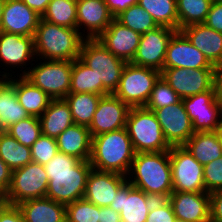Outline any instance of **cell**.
I'll return each mask as SVG.
<instances>
[{
  "label": "cell",
  "mask_w": 222,
  "mask_h": 222,
  "mask_svg": "<svg viewBox=\"0 0 222 222\" xmlns=\"http://www.w3.org/2000/svg\"><path fill=\"white\" fill-rule=\"evenodd\" d=\"M99 222H121L120 213L110 206L99 207Z\"/></svg>",
  "instance_id": "49"
},
{
  "label": "cell",
  "mask_w": 222,
  "mask_h": 222,
  "mask_svg": "<svg viewBox=\"0 0 222 222\" xmlns=\"http://www.w3.org/2000/svg\"><path fill=\"white\" fill-rule=\"evenodd\" d=\"M126 129L135 153L162 152L171 149L155 114L145 106L130 108Z\"/></svg>",
  "instance_id": "6"
},
{
  "label": "cell",
  "mask_w": 222,
  "mask_h": 222,
  "mask_svg": "<svg viewBox=\"0 0 222 222\" xmlns=\"http://www.w3.org/2000/svg\"><path fill=\"white\" fill-rule=\"evenodd\" d=\"M161 72L127 62L113 95L130 107L145 106Z\"/></svg>",
  "instance_id": "7"
},
{
  "label": "cell",
  "mask_w": 222,
  "mask_h": 222,
  "mask_svg": "<svg viewBox=\"0 0 222 222\" xmlns=\"http://www.w3.org/2000/svg\"><path fill=\"white\" fill-rule=\"evenodd\" d=\"M215 67L222 62V33L204 23L186 26L180 30Z\"/></svg>",
  "instance_id": "24"
},
{
  "label": "cell",
  "mask_w": 222,
  "mask_h": 222,
  "mask_svg": "<svg viewBox=\"0 0 222 222\" xmlns=\"http://www.w3.org/2000/svg\"><path fill=\"white\" fill-rule=\"evenodd\" d=\"M137 3L138 0H105V4L108 6L109 11L114 18H116L130 6Z\"/></svg>",
  "instance_id": "47"
},
{
  "label": "cell",
  "mask_w": 222,
  "mask_h": 222,
  "mask_svg": "<svg viewBox=\"0 0 222 222\" xmlns=\"http://www.w3.org/2000/svg\"><path fill=\"white\" fill-rule=\"evenodd\" d=\"M102 95L69 93L64 99L70 107L74 124L89 127Z\"/></svg>",
  "instance_id": "31"
},
{
  "label": "cell",
  "mask_w": 222,
  "mask_h": 222,
  "mask_svg": "<svg viewBox=\"0 0 222 222\" xmlns=\"http://www.w3.org/2000/svg\"><path fill=\"white\" fill-rule=\"evenodd\" d=\"M176 31L168 27L158 26L142 34L131 63L153 68L161 72L164 66L168 42Z\"/></svg>",
  "instance_id": "13"
},
{
  "label": "cell",
  "mask_w": 222,
  "mask_h": 222,
  "mask_svg": "<svg viewBox=\"0 0 222 222\" xmlns=\"http://www.w3.org/2000/svg\"><path fill=\"white\" fill-rule=\"evenodd\" d=\"M0 222H25L17 205L6 204L0 210Z\"/></svg>",
  "instance_id": "46"
},
{
  "label": "cell",
  "mask_w": 222,
  "mask_h": 222,
  "mask_svg": "<svg viewBox=\"0 0 222 222\" xmlns=\"http://www.w3.org/2000/svg\"><path fill=\"white\" fill-rule=\"evenodd\" d=\"M194 132L216 131L222 122V103L216 97L215 85L203 93L182 98Z\"/></svg>",
  "instance_id": "11"
},
{
  "label": "cell",
  "mask_w": 222,
  "mask_h": 222,
  "mask_svg": "<svg viewBox=\"0 0 222 222\" xmlns=\"http://www.w3.org/2000/svg\"><path fill=\"white\" fill-rule=\"evenodd\" d=\"M135 151L127 129L106 132L92 137L90 164L99 171L128 176Z\"/></svg>",
  "instance_id": "4"
},
{
  "label": "cell",
  "mask_w": 222,
  "mask_h": 222,
  "mask_svg": "<svg viewBox=\"0 0 222 222\" xmlns=\"http://www.w3.org/2000/svg\"><path fill=\"white\" fill-rule=\"evenodd\" d=\"M161 77L182 99L209 91L215 85L214 69L169 68Z\"/></svg>",
  "instance_id": "12"
},
{
  "label": "cell",
  "mask_w": 222,
  "mask_h": 222,
  "mask_svg": "<svg viewBox=\"0 0 222 222\" xmlns=\"http://www.w3.org/2000/svg\"><path fill=\"white\" fill-rule=\"evenodd\" d=\"M14 137L20 144L31 147L41 135V124L39 117L29 116L5 130Z\"/></svg>",
  "instance_id": "38"
},
{
  "label": "cell",
  "mask_w": 222,
  "mask_h": 222,
  "mask_svg": "<svg viewBox=\"0 0 222 222\" xmlns=\"http://www.w3.org/2000/svg\"><path fill=\"white\" fill-rule=\"evenodd\" d=\"M43 61L23 70L19 76H24L52 99H64L70 93L73 61Z\"/></svg>",
  "instance_id": "8"
},
{
  "label": "cell",
  "mask_w": 222,
  "mask_h": 222,
  "mask_svg": "<svg viewBox=\"0 0 222 222\" xmlns=\"http://www.w3.org/2000/svg\"><path fill=\"white\" fill-rule=\"evenodd\" d=\"M127 182L125 175L91 169L84 199L99 207L110 206L118 190Z\"/></svg>",
  "instance_id": "19"
},
{
  "label": "cell",
  "mask_w": 222,
  "mask_h": 222,
  "mask_svg": "<svg viewBox=\"0 0 222 222\" xmlns=\"http://www.w3.org/2000/svg\"><path fill=\"white\" fill-rule=\"evenodd\" d=\"M40 18L22 0H6L0 31L34 37Z\"/></svg>",
  "instance_id": "21"
},
{
  "label": "cell",
  "mask_w": 222,
  "mask_h": 222,
  "mask_svg": "<svg viewBox=\"0 0 222 222\" xmlns=\"http://www.w3.org/2000/svg\"><path fill=\"white\" fill-rule=\"evenodd\" d=\"M180 100L181 98L178 96V94L160 76L154 84L151 96L145 107L153 111L162 107L174 105Z\"/></svg>",
  "instance_id": "39"
},
{
  "label": "cell",
  "mask_w": 222,
  "mask_h": 222,
  "mask_svg": "<svg viewBox=\"0 0 222 222\" xmlns=\"http://www.w3.org/2000/svg\"><path fill=\"white\" fill-rule=\"evenodd\" d=\"M169 68L214 69V66L181 31H176L168 42L163 66Z\"/></svg>",
  "instance_id": "16"
},
{
  "label": "cell",
  "mask_w": 222,
  "mask_h": 222,
  "mask_svg": "<svg viewBox=\"0 0 222 222\" xmlns=\"http://www.w3.org/2000/svg\"><path fill=\"white\" fill-rule=\"evenodd\" d=\"M130 108L113 94L103 96L88 127L91 136L125 128Z\"/></svg>",
  "instance_id": "17"
},
{
  "label": "cell",
  "mask_w": 222,
  "mask_h": 222,
  "mask_svg": "<svg viewBox=\"0 0 222 222\" xmlns=\"http://www.w3.org/2000/svg\"><path fill=\"white\" fill-rule=\"evenodd\" d=\"M66 222H99V206L84 198L67 204Z\"/></svg>",
  "instance_id": "40"
},
{
  "label": "cell",
  "mask_w": 222,
  "mask_h": 222,
  "mask_svg": "<svg viewBox=\"0 0 222 222\" xmlns=\"http://www.w3.org/2000/svg\"><path fill=\"white\" fill-rule=\"evenodd\" d=\"M183 146L203 166L222 156L220 140L215 131L195 132Z\"/></svg>",
  "instance_id": "29"
},
{
  "label": "cell",
  "mask_w": 222,
  "mask_h": 222,
  "mask_svg": "<svg viewBox=\"0 0 222 222\" xmlns=\"http://www.w3.org/2000/svg\"><path fill=\"white\" fill-rule=\"evenodd\" d=\"M44 166L48 176L46 197L67 205L84 198L90 161H81L74 156L57 152Z\"/></svg>",
  "instance_id": "1"
},
{
  "label": "cell",
  "mask_w": 222,
  "mask_h": 222,
  "mask_svg": "<svg viewBox=\"0 0 222 222\" xmlns=\"http://www.w3.org/2000/svg\"><path fill=\"white\" fill-rule=\"evenodd\" d=\"M25 222H66V205L50 198H36L17 204Z\"/></svg>",
  "instance_id": "26"
},
{
  "label": "cell",
  "mask_w": 222,
  "mask_h": 222,
  "mask_svg": "<svg viewBox=\"0 0 222 222\" xmlns=\"http://www.w3.org/2000/svg\"><path fill=\"white\" fill-rule=\"evenodd\" d=\"M156 200L127 181L116 193L110 207L120 213L121 222H146Z\"/></svg>",
  "instance_id": "15"
},
{
  "label": "cell",
  "mask_w": 222,
  "mask_h": 222,
  "mask_svg": "<svg viewBox=\"0 0 222 222\" xmlns=\"http://www.w3.org/2000/svg\"><path fill=\"white\" fill-rule=\"evenodd\" d=\"M0 158L13 171L32 162L31 147L20 144L6 131H0Z\"/></svg>",
  "instance_id": "32"
},
{
  "label": "cell",
  "mask_w": 222,
  "mask_h": 222,
  "mask_svg": "<svg viewBox=\"0 0 222 222\" xmlns=\"http://www.w3.org/2000/svg\"><path fill=\"white\" fill-rule=\"evenodd\" d=\"M218 135V138L220 140V144H221V148H222V122L221 124L217 127L216 131H215Z\"/></svg>",
  "instance_id": "54"
},
{
  "label": "cell",
  "mask_w": 222,
  "mask_h": 222,
  "mask_svg": "<svg viewBox=\"0 0 222 222\" xmlns=\"http://www.w3.org/2000/svg\"><path fill=\"white\" fill-rule=\"evenodd\" d=\"M177 221L210 222V196L207 192L173 191L168 197Z\"/></svg>",
  "instance_id": "18"
},
{
  "label": "cell",
  "mask_w": 222,
  "mask_h": 222,
  "mask_svg": "<svg viewBox=\"0 0 222 222\" xmlns=\"http://www.w3.org/2000/svg\"><path fill=\"white\" fill-rule=\"evenodd\" d=\"M216 97L222 103V62L214 67Z\"/></svg>",
  "instance_id": "51"
},
{
  "label": "cell",
  "mask_w": 222,
  "mask_h": 222,
  "mask_svg": "<svg viewBox=\"0 0 222 222\" xmlns=\"http://www.w3.org/2000/svg\"><path fill=\"white\" fill-rule=\"evenodd\" d=\"M137 4L152 16L158 26L178 31L176 0H138Z\"/></svg>",
  "instance_id": "33"
},
{
  "label": "cell",
  "mask_w": 222,
  "mask_h": 222,
  "mask_svg": "<svg viewBox=\"0 0 222 222\" xmlns=\"http://www.w3.org/2000/svg\"><path fill=\"white\" fill-rule=\"evenodd\" d=\"M70 93L98 94L97 76L79 58L73 60Z\"/></svg>",
  "instance_id": "36"
},
{
  "label": "cell",
  "mask_w": 222,
  "mask_h": 222,
  "mask_svg": "<svg viewBox=\"0 0 222 222\" xmlns=\"http://www.w3.org/2000/svg\"><path fill=\"white\" fill-rule=\"evenodd\" d=\"M10 77L3 76V95L0 99V131H5L9 126L29 117L18 101Z\"/></svg>",
  "instance_id": "30"
},
{
  "label": "cell",
  "mask_w": 222,
  "mask_h": 222,
  "mask_svg": "<svg viewBox=\"0 0 222 222\" xmlns=\"http://www.w3.org/2000/svg\"><path fill=\"white\" fill-rule=\"evenodd\" d=\"M58 152L76 157L81 161H90L92 136L86 126L73 124L57 138Z\"/></svg>",
  "instance_id": "25"
},
{
  "label": "cell",
  "mask_w": 222,
  "mask_h": 222,
  "mask_svg": "<svg viewBox=\"0 0 222 222\" xmlns=\"http://www.w3.org/2000/svg\"><path fill=\"white\" fill-rule=\"evenodd\" d=\"M178 31L182 28L204 23L212 0H176Z\"/></svg>",
  "instance_id": "35"
},
{
  "label": "cell",
  "mask_w": 222,
  "mask_h": 222,
  "mask_svg": "<svg viewBox=\"0 0 222 222\" xmlns=\"http://www.w3.org/2000/svg\"><path fill=\"white\" fill-rule=\"evenodd\" d=\"M115 19L141 35L158 27L152 16L138 4L130 6Z\"/></svg>",
  "instance_id": "37"
},
{
  "label": "cell",
  "mask_w": 222,
  "mask_h": 222,
  "mask_svg": "<svg viewBox=\"0 0 222 222\" xmlns=\"http://www.w3.org/2000/svg\"><path fill=\"white\" fill-rule=\"evenodd\" d=\"M41 134L57 138L65 129L74 124L70 107L65 99H52L39 117Z\"/></svg>",
  "instance_id": "28"
},
{
  "label": "cell",
  "mask_w": 222,
  "mask_h": 222,
  "mask_svg": "<svg viewBox=\"0 0 222 222\" xmlns=\"http://www.w3.org/2000/svg\"><path fill=\"white\" fill-rule=\"evenodd\" d=\"M34 37L0 31V61L11 68L27 67L35 57ZM18 66V67H17Z\"/></svg>",
  "instance_id": "23"
},
{
  "label": "cell",
  "mask_w": 222,
  "mask_h": 222,
  "mask_svg": "<svg viewBox=\"0 0 222 222\" xmlns=\"http://www.w3.org/2000/svg\"><path fill=\"white\" fill-rule=\"evenodd\" d=\"M203 177L207 193L222 189V156L203 166Z\"/></svg>",
  "instance_id": "42"
},
{
  "label": "cell",
  "mask_w": 222,
  "mask_h": 222,
  "mask_svg": "<svg viewBox=\"0 0 222 222\" xmlns=\"http://www.w3.org/2000/svg\"><path fill=\"white\" fill-rule=\"evenodd\" d=\"M48 181L44 166L39 163L30 162L13 170L6 192L7 204L17 205L26 200L46 197Z\"/></svg>",
  "instance_id": "9"
},
{
  "label": "cell",
  "mask_w": 222,
  "mask_h": 222,
  "mask_svg": "<svg viewBox=\"0 0 222 222\" xmlns=\"http://www.w3.org/2000/svg\"><path fill=\"white\" fill-rule=\"evenodd\" d=\"M6 0H0V24H1V20H2V14H3V7L5 4Z\"/></svg>",
  "instance_id": "55"
},
{
  "label": "cell",
  "mask_w": 222,
  "mask_h": 222,
  "mask_svg": "<svg viewBox=\"0 0 222 222\" xmlns=\"http://www.w3.org/2000/svg\"><path fill=\"white\" fill-rule=\"evenodd\" d=\"M212 2H222V0H212Z\"/></svg>",
  "instance_id": "56"
},
{
  "label": "cell",
  "mask_w": 222,
  "mask_h": 222,
  "mask_svg": "<svg viewBox=\"0 0 222 222\" xmlns=\"http://www.w3.org/2000/svg\"><path fill=\"white\" fill-rule=\"evenodd\" d=\"M4 74H0V76H2V77H0V99L2 98V95H3V76H10V74L9 73H7V72H4V71H2Z\"/></svg>",
  "instance_id": "53"
},
{
  "label": "cell",
  "mask_w": 222,
  "mask_h": 222,
  "mask_svg": "<svg viewBox=\"0 0 222 222\" xmlns=\"http://www.w3.org/2000/svg\"><path fill=\"white\" fill-rule=\"evenodd\" d=\"M12 170L0 158V188L6 193L11 184Z\"/></svg>",
  "instance_id": "48"
},
{
  "label": "cell",
  "mask_w": 222,
  "mask_h": 222,
  "mask_svg": "<svg viewBox=\"0 0 222 222\" xmlns=\"http://www.w3.org/2000/svg\"><path fill=\"white\" fill-rule=\"evenodd\" d=\"M210 222H222V189L209 193Z\"/></svg>",
  "instance_id": "45"
},
{
  "label": "cell",
  "mask_w": 222,
  "mask_h": 222,
  "mask_svg": "<svg viewBox=\"0 0 222 222\" xmlns=\"http://www.w3.org/2000/svg\"><path fill=\"white\" fill-rule=\"evenodd\" d=\"M84 35L78 29L40 18L34 35L36 60L73 61L79 58L82 43L86 39Z\"/></svg>",
  "instance_id": "3"
},
{
  "label": "cell",
  "mask_w": 222,
  "mask_h": 222,
  "mask_svg": "<svg viewBox=\"0 0 222 222\" xmlns=\"http://www.w3.org/2000/svg\"><path fill=\"white\" fill-rule=\"evenodd\" d=\"M146 222H177L168 199H157L151 206Z\"/></svg>",
  "instance_id": "43"
},
{
  "label": "cell",
  "mask_w": 222,
  "mask_h": 222,
  "mask_svg": "<svg viewBox=\"0 0 222 222\" xmlns=\"http://www.w3.org/2000/svg\"><path fill=\"white\" fill-rule=\"evenodd\" d=\"M79 59L97 76L98 94H113L127 62L113 55L97 39L87 38L82 43Z\"/></svg>",
  "instance_id": "5"
},
{
  "label": "cell",
  "mask_w": 222,
  "mask_h": 222,
  "mask_svg": "<svg viewBox=\"0 0 222 222\" xmlns=\"http://www.w3.org/2000/svg\"><path fill=\"white\" fill-rule=\"evenodd\" d=\"M141 34L114 19L96 39L113 55L131 62L136 54Z\"/></svg>",
  "instance_id": "20"
},
{
  "label": "cell",
  "mask_w": 222,
  "mask_h": 222,
  "mask_svg": "<svg viewBox=\"0 0 222 222\" xmlns=\"http://www.w3.org/2000/svg\"><path fill=\"white\" fill-rule=\"evenodd\" d=\"M153 113L170 146H183L195 133L182 99L174 105L155 109Z\"/></svg>",
  "instance_id": "14"
},
{
  "label": "cell",
  "mask_w": 222,
  "mask_h": 222,
  "mask_svg": "<svg viewBox=\"0 0 222 222\" xmlns=\"http://www.w3.org/2000/svg\"><path fill=\"white\" fill-rule=\"evenodd\" d=\"M41 19L77 29V0H51Z\"/></svg>",
  "instance_id": "34"
},
{
  "label": "cell",
  "mask_w": 222,
  "mask_h": 222,
  "mask_svg": "<svg viewBox=\"0 0 222 222\" xmlns=\"http://www.w3.org/2000/svg\"><path fill=\"white\" fill-rule=\"evenodd\" d=\"M128 176L127 181L147 195L168 199L173 192L169 150L135 153Z\"/></svg>",
  "instance_id": "2"
},
{
  "label": "cell",
  "mask_w": 222,
  "mask_h": 222,
  "mask_svg": "<svg viewBox=\"0 0 222 222\" xmlns=\"http://www.w3.org/2000/svg\"><path fill=\"white\" fill-rule=\"evenodd\" d=\"M169 157L173 191L206 192L203 165L184 146H171Z\"/></svg>",
  "instance_id": "10"
},
{
  "label": "cell",
  "mask_w": 222,
  "mask_h": 222,
  "mask_svg": "<svg viewBox=\"0 0 222 222\" xmlns=\"http://www.w3.org/2000/svg\"><path fill=\"white\" fill-rule=\"evenodd\" d=\"M114 19L105 0H77V29L82 34L85 27L87 39H96Z\"/></svg>",
  "instance_id": "22"
},
{
  "label": "cell",
  "mask_w": 222,
  "mask_h": 222,
  "mask_svg": "<svg viewBox=\"0 0 222 222\" xmlns=\"http://www.w3.org/2000/svg\"><path fill=\"white\" fill-rule=\"evenodd\" d=\"M29 8L34 10L39 16L45 12L51 0H22Z\"/></svg>",
  "instance_id": "50"
},
{
  "label": "cell",
  "mask_w": 222,
  "mask_h": 222,
  "mask_svg": "<svg viewBox=\"0 0 222 222\" xmlns=\"http://www.w3.org/2000/svg\"><path fill=\"white\" fill-rule=\"evenodd\" d=\"M58 152L56 139L41 134L31 146L32 162L45 165Z\"/></svg>",
  "instance_id": "41"
},
{
  "label": "cell",
  "mask_w": 222,
  "mask_h": 222,
  "mask_svg": "<svg viewBox=\"0 0 222 222\" xmlns=\"http://www.w3.org/2000/svg\"><path fill=\"white\" fill-rule=\"evenodd\" d=\"M11 85L15 89L20 105L29 116L40 117L52 100L47 93L33 85L24 76L12 79L11 75Z\"/></svg>",
  "instance_id": "27"
},
{
  "label": "cell",
  "mask_w": 222,
  "mask_h": 222,
  "mask_svg": "<svg viewBox=\"0 0 222 222\" xmlns=\"http://www.w3.org/2000/svg\"><path fill=\"white\" fill-rule=\"evenodd\" d=\"M204 24L222 33V2H212Z\"/></svg>",
  "instance_id": "44"
},
{
  "label": "cell",
  "mask_w": 222,
  "mask_h": 222,
  "mask_svg": "<svg viewBox=\"0 0 222 222\" xmlns=\"http://www.w3.org/2000/svg\"><path fill=\"white\" fill-rule=\"evenodd\" d=\"M6 204V193L0 188V206H5Z\"/></svg>",
  "instance_id": "52"
}]
</instances>
